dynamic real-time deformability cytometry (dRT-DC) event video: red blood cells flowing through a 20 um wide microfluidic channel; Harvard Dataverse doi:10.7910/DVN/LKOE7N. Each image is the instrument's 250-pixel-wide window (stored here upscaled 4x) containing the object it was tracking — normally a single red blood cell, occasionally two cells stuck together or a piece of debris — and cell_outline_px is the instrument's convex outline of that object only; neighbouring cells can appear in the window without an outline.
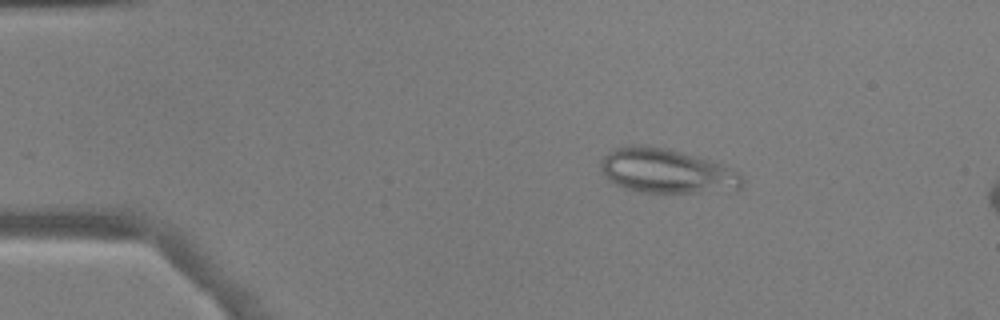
{"species": "common noctule bat (a hibernating species)", "species_latin": "Nyctalus noctula", "temperature_condition": "warm", "stored_images_in_passage": 15, "camera_frame_rate_fps": 3000, "um_per_image_px": 0.085, "animal": {"sex": "male", "body_mass_g": 17.9, "forearm_length_mm": 54.2}, "frame": {"image": 1, "passage_image": 9, "time_ms": 2.667, "image_size_px": [1000, 320], "cell_outline_px": [[744, 184], [736, 192], [640, 192], [624, 188], [608, 180], [604, 176], [600, 168], [600, 160], [608, 152], [624, 144], [644, 144], [668, 148], [712, 160], [740, 172], [744, 180]], "centroid_in_image_um": [56.69, 14.53], "position_along_channel_um": 28.3, "area_um2": 37.51}}